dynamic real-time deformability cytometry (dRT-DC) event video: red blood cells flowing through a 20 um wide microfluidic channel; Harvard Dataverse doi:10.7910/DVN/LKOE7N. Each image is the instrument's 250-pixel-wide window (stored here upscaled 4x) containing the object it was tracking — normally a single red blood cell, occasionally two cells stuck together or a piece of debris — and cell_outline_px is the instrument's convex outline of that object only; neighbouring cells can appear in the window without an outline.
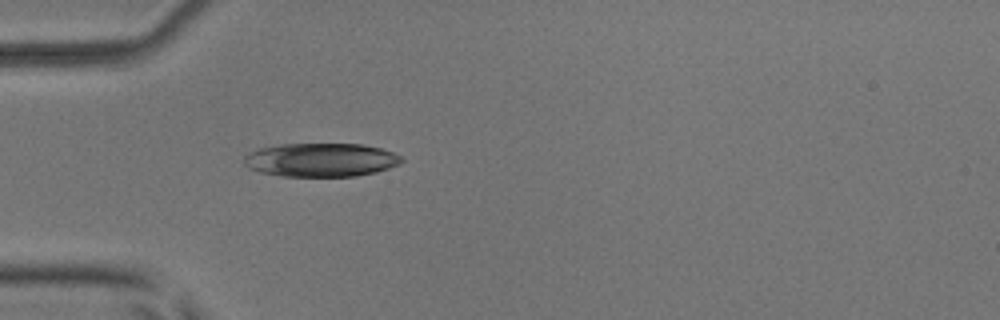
{"species": "common noctule bat (a hibernating species)", "species_latin": "Nyctalus noctula", "temperature_condition": "room temperature", "stored_images_in_passage": 5, "camera_frame_rate_fps": 3000, "um_per_image_px": 0.085, "animal": {"sex": "male", "body_mass_g": 17.9, "forearm_length_mm": 54.2}, "frame": {"image": 1, "passage_image": 5, "time_ms": 4.667, "image_size_px": [1000, 320], "cell_outline_px": [[404, 160], [400, 164], [376, 172], [356, 176], [280, 176], [260, 172], [248, 168], [244, 164], [244, 156], [248, 152], [260, 148], [284, 144], [364, 144], [380, 148], [392, 152], [400, 156]], "centroid_in_image_um": [27.27, 13.59], "position_along_channel_um": 57.7, "area_um2": 30.92}}